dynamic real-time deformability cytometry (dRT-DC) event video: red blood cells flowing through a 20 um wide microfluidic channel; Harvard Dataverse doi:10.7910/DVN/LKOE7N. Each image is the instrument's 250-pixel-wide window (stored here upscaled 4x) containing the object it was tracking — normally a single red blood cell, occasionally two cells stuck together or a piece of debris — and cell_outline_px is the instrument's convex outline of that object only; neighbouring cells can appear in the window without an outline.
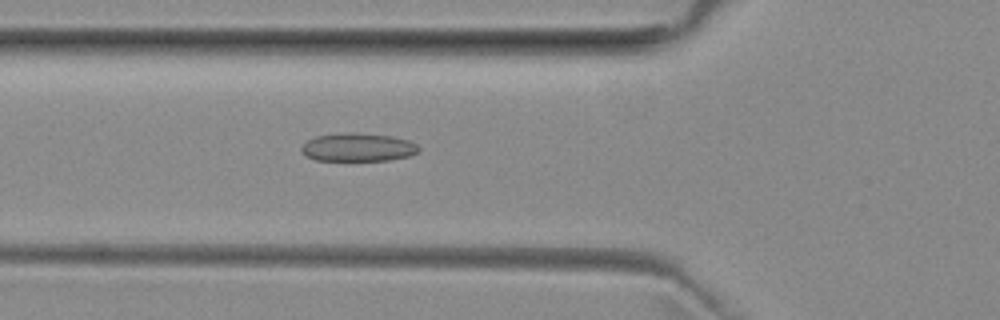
{"species": "common noctule bat (a hibernating species)", "species_latin": "Nyctalus noctula", "temperature_condition": "room temperature", "stored_images_in_passage": 39, "camera_frame_rate_fps": 3000, "um_per_image_px": 0.085, "animal": {"sex": "female", "body_mass_g": 29.2, "forearm_length_mm": 56.3}, "frame": {"image": 1, "passage_image": 8, "time_ms": 2.333, "image_size_px": [1000, 320], "cell_outline_px": [[420, 148], [416, 152], [408, 156], [388, 160], [316, 160], [304, 156], [300, 148], [308, 140], [316, 136], [348, 132], [356, 132], [392, 136], [408, 140], [416, 144]], "centroid_in_image_um": [30.4, 12.51], "position_along_channel_um": 95.4, "area_um2": 19.25}}
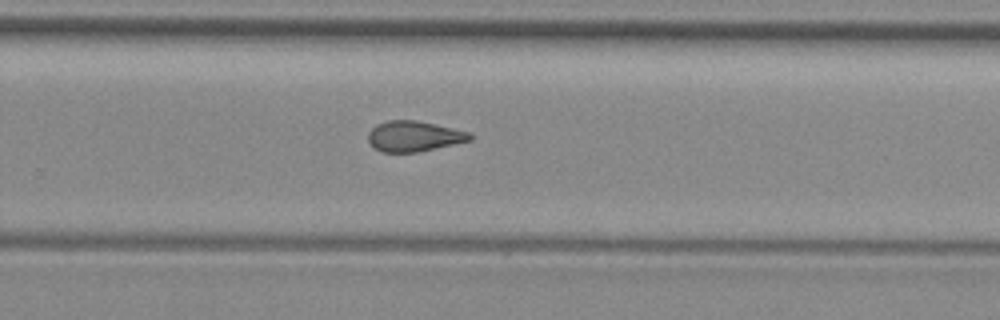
{"frame": {"image": 2, "passage_image": 23, "time_ms": 7.333, "image_size_px": [1000, 320], "cell_outline_px": [[472, 140], [416, 152], [380, 152], [368, 140], [368, 132], [376, 124], [388, 120], [416, 120], [472, 132]], "centroid_in_image_um": [35.19, 11.57], "position_along_channel_um": 294.6, "area_um2": 18.03}}
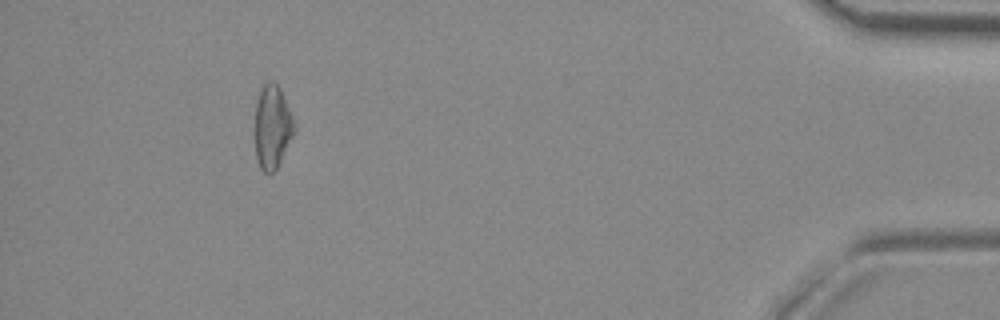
{"frame": {"image": 3, "passage_image": 37, "time_ms": 12.0, "image_size_px": [1000, 320], "cell_outline_px": [[296, 128], [276, 168], [272, 172], [264, 172], [260, 168], [256, 160], [252, 132], [256, 104], [260, 88], [264, 84], [272, 80], [280, 88], [292, 116]], "centroid_in_image_um": [23.08, 10.78], "position_along_channel_um": 412.1, "area_um2": 19.48}, "authors_computed_cell_mechanics": {"area_um2": 18.8428, "velocity_mm_per_s": 3.9891, "shape_relaxation_time_tau1_ms": null, "shape_relaxation_time_tau2_ms": 3.6089, "deformation_change_tau1": null, "deformation_change_tau2": 0.1074}}